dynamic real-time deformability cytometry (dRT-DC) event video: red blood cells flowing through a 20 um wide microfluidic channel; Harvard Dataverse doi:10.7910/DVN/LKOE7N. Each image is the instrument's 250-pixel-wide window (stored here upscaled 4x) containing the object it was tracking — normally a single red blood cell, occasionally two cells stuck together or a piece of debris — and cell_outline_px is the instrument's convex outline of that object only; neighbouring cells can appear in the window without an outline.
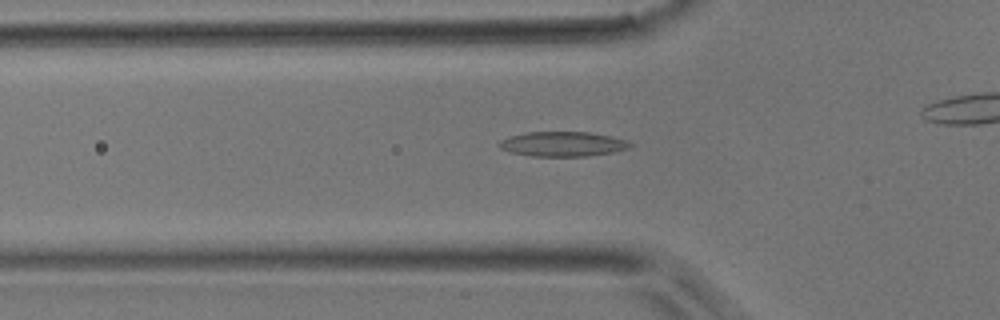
{"species": "common noctule bat (a hibernating species)", "species_latin": "Nyctalus noctula", "temperature_condition": "room temperature", "stored_images_in_passage": 27, "camera_frame_rate_fps": 3000, "um_per_image_px": 0.085, "animal": {"sex": "male", "body_mass_g": 17.9}, "frame": {"image": 1, "passage_image": 6, "time_ms": 1.667, "image_size_px": [1000, 320], "cell_outline_px": [[632, 144], [628, 148], [612, 152], [588, 156], [532, 156], [508, 152], [500, 148], [496, 144], [500, 140], [512, 136], [528, 132], [588, 132], [612, 136], [624, 140]], "centroid_in_image_um": [47.78, 12.24], "position_along_channel_um": 78.0, "area_um2": 18.79}}
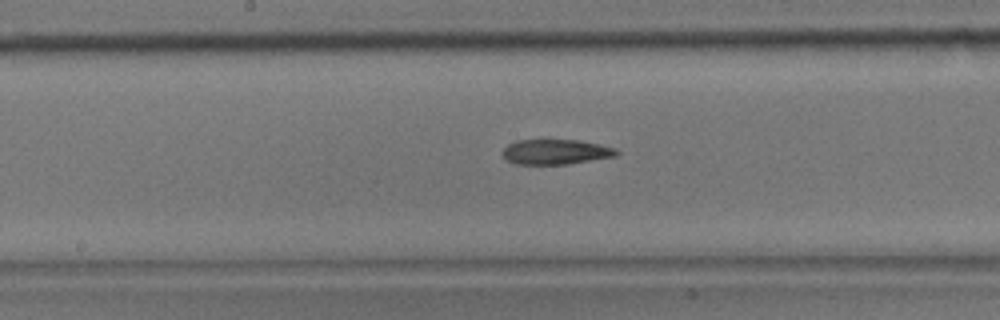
{"frame": {"image": 2, "passage_image": 14, "time_ms": 4.333, "image_size_px": [1000, 320], "cell_outline_px": [[620, 152], [616, 156], [568, 164], [516, 164], [508, 160], [500, 152], [508, 144], [516, 140], [576, 140], [600, 144], [616, 148]], "centroid_in_image_um": [47.24, 12.9], "position_along_channel_um": 201.0, "area_um2": 16.65}}
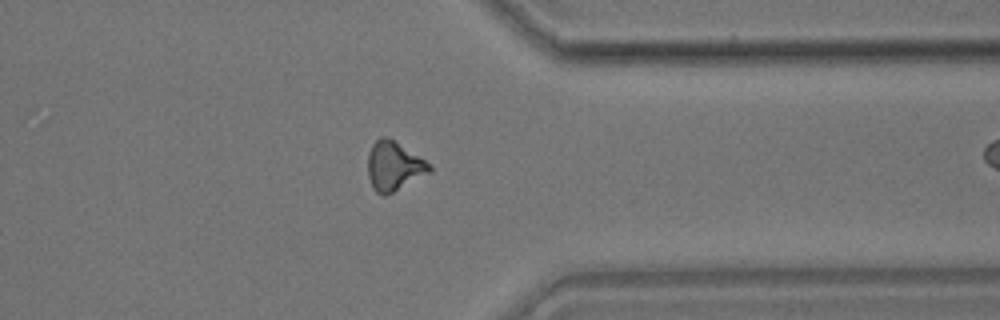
{"frame": {"image": 3, "passage_image": 26, "time_ms": 8.333, "image_size_px": [1000, 320], "cell_outline_px": [[432, 172], [384, 196], [380, 196], [372, 188], [368, 176], [368, 152], [372, 144], [380, 136], [388, 136], [432, 164]], "centroid_in_image_um": [33.48, 14.11], "position_along_channel_um": 377.9, "area_um2": 17.92}}